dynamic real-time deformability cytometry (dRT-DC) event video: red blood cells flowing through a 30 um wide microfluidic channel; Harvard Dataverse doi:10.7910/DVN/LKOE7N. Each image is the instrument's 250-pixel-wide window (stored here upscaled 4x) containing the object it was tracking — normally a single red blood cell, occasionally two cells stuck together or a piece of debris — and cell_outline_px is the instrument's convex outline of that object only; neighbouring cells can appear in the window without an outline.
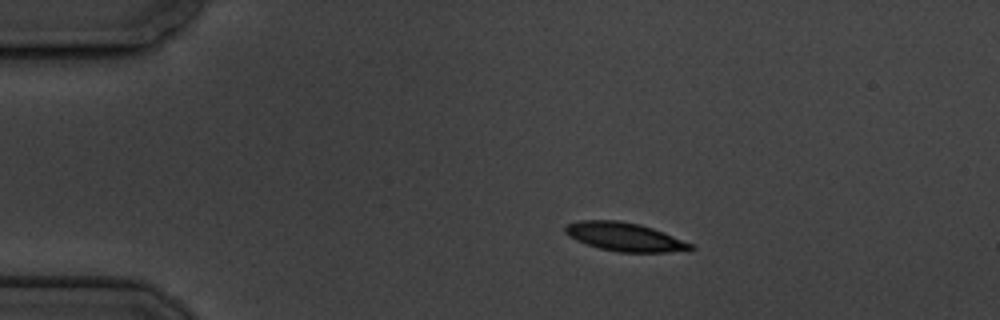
{"species": "common noctule bat (a hibernating species)", "species_latin": "Nyctalus noctula", "temperature_condition": "cold", "stored_images_in_passage": 4, "camera_frame_rate_fps": 3000, "um_per_image_px": 0.085, "animal": {"sex": "male", "body_mass_g": 19.5, "forearm_length_mm": 54.6}, "frame": {"image": 1, "passage_image": 1, "time_ms": 0.0, "image_size_px": [1000, 320], "cell_outline_px": [[696, 248], [668, 252], [620, 252], [600, 248], [576, 240], [568, 236], [564, 232], [564, 228], [568, 224], [580, 220], [620, 220], [640, 224], [664, 232], [692, 244]], "centroid_in_image_um": [53.07, 20.12], "position_along_channel_um": 31.9, "area_um2": 20.69}}
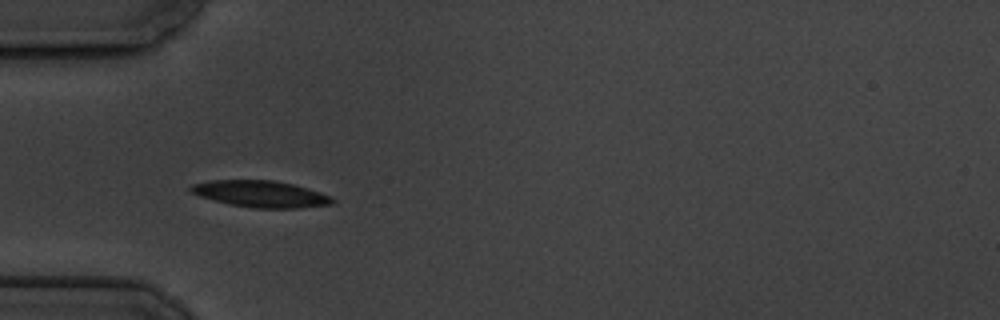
{"frame": {"image": 2, "passage_image": 3, "time_ms": 2.333, "image_size_px": [1000, 320], "cell_outline_px": [[336, 200], [332, 204], [296, 208], [252, 208], [228, 204], [200, 196], [188, 192], [188, 188], [192, 184], [208, 180], [272, 180], [292, 184], [308, 188], [332, 196]], "centroid_in_image_um": [22.13, 16.48], "position_along_channel_um": 62.9, "area_um2": 22.08}}